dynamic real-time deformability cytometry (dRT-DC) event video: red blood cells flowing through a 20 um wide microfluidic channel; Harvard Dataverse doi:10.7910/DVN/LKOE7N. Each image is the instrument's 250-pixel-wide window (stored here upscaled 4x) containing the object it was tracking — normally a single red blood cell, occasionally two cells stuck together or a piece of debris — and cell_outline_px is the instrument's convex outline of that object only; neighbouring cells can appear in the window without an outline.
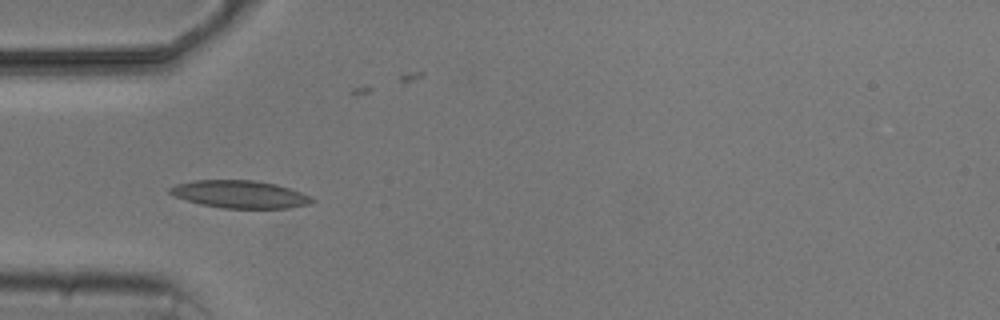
{"species": "common noctule bat (a hibernating species)", "species_latin": "Nyctalus noctula", "temperature_condition": "cold", "stored_images_in_passage": 7, "camera_frame_rate_fps": 3000, "um_per_image_px": 0.085, "animal": {"sex": "male", "body_mass_g": 20.5, "forearm_length_mm": 52.5}, "frame": {"image": 1, "passage_image": 4, "time_ms": 4.0, "image_size_px": [1000, 320], "cell_outline_px": [[316, 200], [308, 204], [288, 208], [224, 208], [200, 204], [176, 196], [168, 192], [168, 188], [176, 184], [192, 180], [252, 180], [276, 184], [312, 196]], "centroid_in_image_um": [20.39, 16.51], "position_along_channel_um": 64.6, "area_um2": 22.72}}
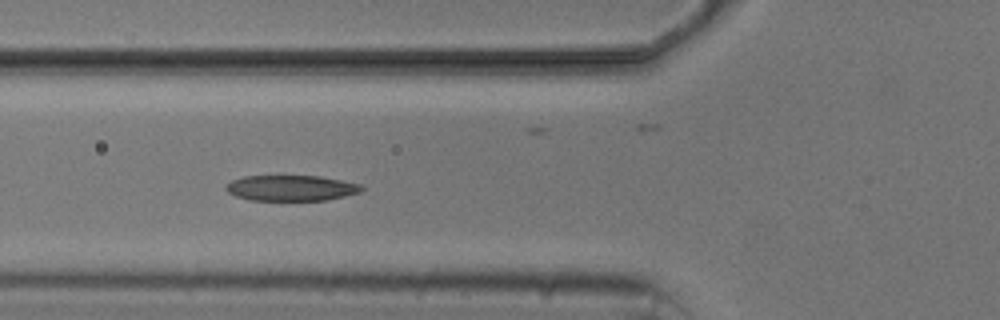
{"frame": {"image": 2, "passage_image": 5, "time_ms": 5.0, "image_size_px": [1000, 320], "cell_outline_px": [[364, 188], [360, 192], [344, 196], [324, 200], [248, 200], [236, 196], [228, 192], [224, 188], [232, 180], [244, 176], [320, 176], [360, 184]], "centroid_in_image_um": [24.73, 15.98], "position_along_channel_um": 101.1, "area_um2": 20.11}}
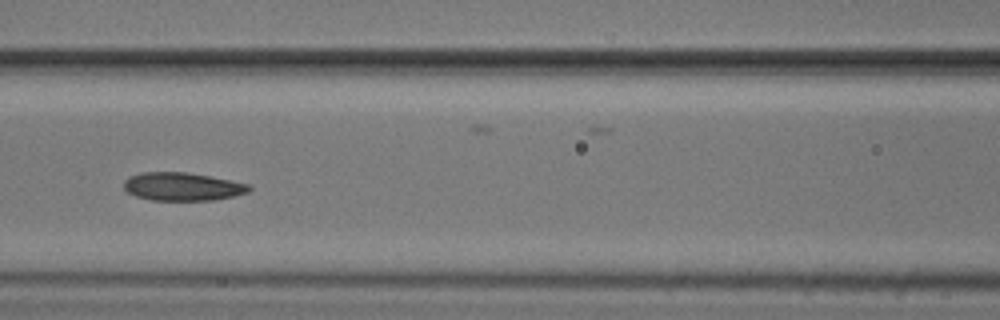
{"frame": {"image": 3, "passage_image": 6, "time_ms": 6.333, "image_size_px": [1000, 320], "cell_outline_px": [[252, 188], [248, 192], [232, 196], [212, 200], [152, 200], [136, 196], [128, 192], [124, 188], [124, 180], [128, 176], [140, 172], [184, 172], [208, 176], [252, 184]], "centroid_in_image_um": [15.5, 15.85], "position_along_channel_um": 151.1, "area_um2": 20.52}}